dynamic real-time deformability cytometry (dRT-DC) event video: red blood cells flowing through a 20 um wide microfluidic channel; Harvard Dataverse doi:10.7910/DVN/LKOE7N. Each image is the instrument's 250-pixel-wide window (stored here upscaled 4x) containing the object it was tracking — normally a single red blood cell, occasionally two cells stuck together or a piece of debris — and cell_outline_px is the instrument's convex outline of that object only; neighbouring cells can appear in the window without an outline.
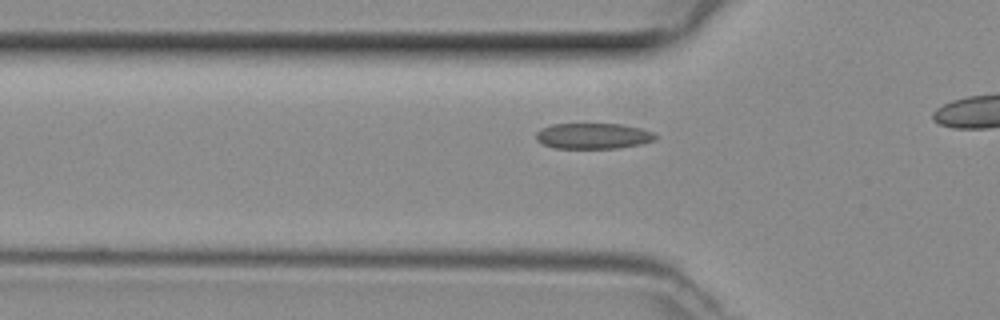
{"species": "common noctule bat (a hibernating species)", "species_latin": "Nyctalus noctula", "temperature_condition": "room temperature", "stored_images_in_passage": 7, "camera_frame_rate_fps": 3000, "um_per_image_px": 0.085, "animal": {"sex": "female", "body_mass_g": 29.2, "forearm_length_mm": 56.3}, "frame": {"image": 1, "passage_image": 2, "time_ms": 0.333, "image_size_px": [1000, 320], "cell_outline_px": [[656, 140], [640, 144], [616, 148], [556, 148], [544, 144], [536, 140], [536, 132], [540, 128], [552, 124], [620, 124], [640, 128], [652, 132], [656, 136]], "centroid_in_image_um": [50.39, 11.55], "position_along_channel_um": 75.4, "area_um2": 17.8}}
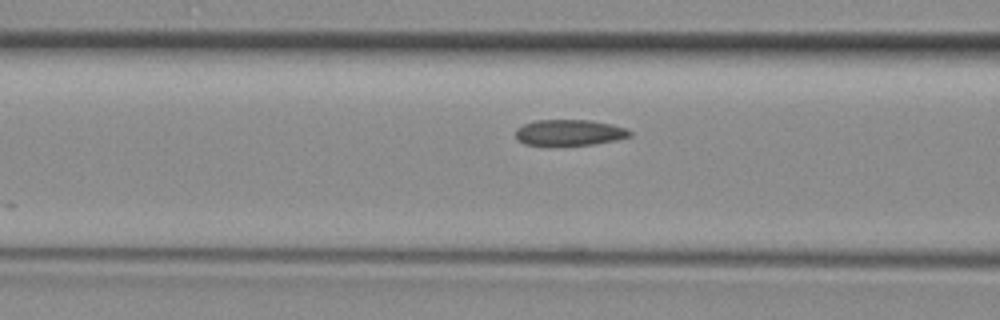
{"frame": {"image": 2, "passage_image": 5, "time_ms": 1.333, "image_size_px": [1000, 320], "cell_outline_px": [[632, 136], [616, 140], [596, 144], [524, 144], [516, 140], [516, 128], [524, 124], [536, 120], [592, 120], [612, 124], [628, 128], [632, 132]], "centroid_in_image_um": [48.44, 11.25], "position_along_channel_um": 118.2, "area_um2": 17.22}}